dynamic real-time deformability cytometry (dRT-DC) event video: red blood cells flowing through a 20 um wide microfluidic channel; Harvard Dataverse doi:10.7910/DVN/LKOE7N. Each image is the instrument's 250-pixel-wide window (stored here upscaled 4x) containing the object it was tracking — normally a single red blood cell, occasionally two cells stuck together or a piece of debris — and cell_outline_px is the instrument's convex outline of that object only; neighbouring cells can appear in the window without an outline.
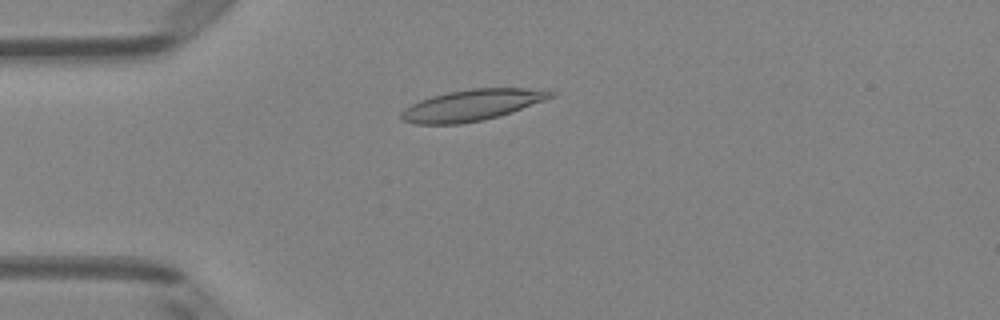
{"species": "Egyptian fruit bat (a non-hibernating species)", "species_latin": "Rousettus aegyptiacus", "temperature_condition": "room temperature", "stored_images_in_passage": 50, "camera_frame_rate_fps": 3000, "um_per_image_px": 0.085, "animal": {"sex": "female"}, "frame": {"image": 1, "passage_image": 13, "time_ms": 4.0, "image_size_px": [1000, 320], "cell_outline_px": [[556, 96], [512, 112], [500, 116], [484, 120], [460, 124], [412, 124], [400, 120], [400, 112], [404, 108], [420, 100], [432, 96], [448, 92], [472, 88], [548, 88], [556, 92]], "centroid_in_image_um": [40.16, 8.93], "position_along_channel_um": 44.8, "area_um2": 27.63}}
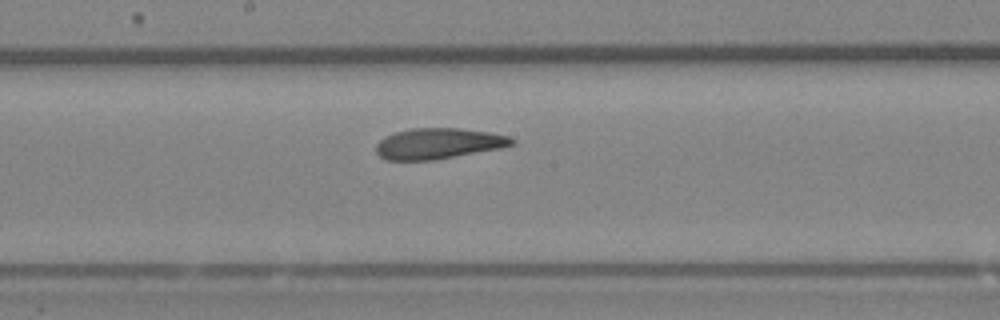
{"frame": {"image": 2, "passage_image": 27, "time_ms": 8.667, "image_size_px": [1000, 320], "cell_outline_px": [[516, 144], [500, 148], [432, 160], [388, 160], [380, 156], [376, 152], [376, 144], [384, 136], [396, 132], [412, 128], [460, 128], [488, 132], [508, 136], [516, 140]], "centroid_in_image_um": [37.26, 12.19], "position_along_channel_um": 210.9, "area_um2": 24.22}}
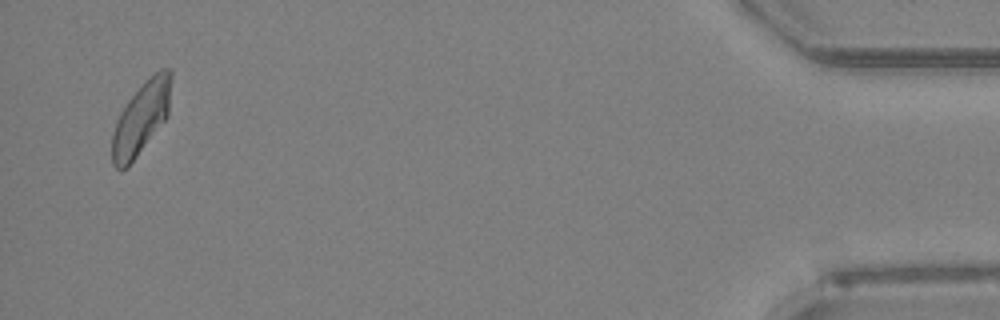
{"frame": {"image": 3, "passage_image": 49, "time_ms": 16.0, "image_size_px": [1000, 320], "cell_outline_px": [[172, 76], [168, 116], [128, 168], [116, 168], [112, 164], [112, 132], [116, 120], [120, 112], [128, 100], [160, 68], [172, 68]], "centroid_in_image_um": [12.0, 10.06], "position_along_channel_um": 423.2, "area_um2": 24.74}, "authors_computed_cell_mechanics": {"area_um2": 25.143, "velocity_mm_per_s": 3.9916, "shape_relaxation_time_tau1_ms": 5.2186, "shape_relaxation_time_tau2_ms": 2.9957, "deformation_change_tau1": 0.1535, "deformation_change_tau2": 0.1101}}